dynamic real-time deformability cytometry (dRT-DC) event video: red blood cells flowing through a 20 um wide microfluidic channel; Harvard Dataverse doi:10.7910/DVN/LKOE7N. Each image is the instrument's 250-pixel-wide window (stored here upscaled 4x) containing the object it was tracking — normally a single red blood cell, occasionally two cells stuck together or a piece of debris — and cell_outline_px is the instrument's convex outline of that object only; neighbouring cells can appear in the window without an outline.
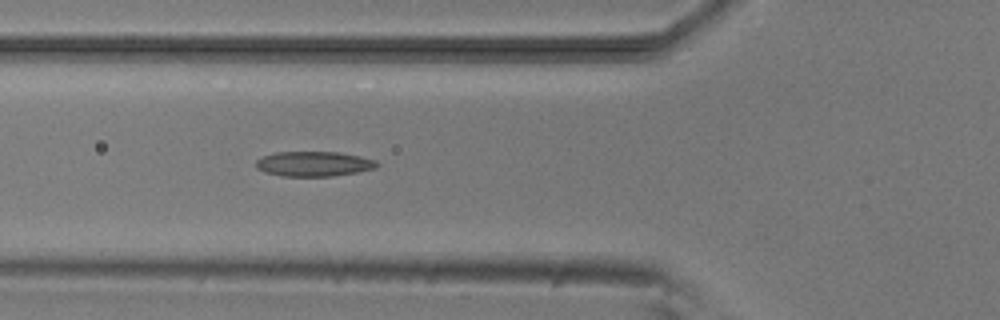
{"species": "common noctule bat (a hibernating species)", "species_latin": "Nyctalus noctula", "temperature_condition": "room temperature", "stored_images_in_passage": 6, "camera_frame_rate_fps": 3000, "um_per_image_px": 0.085, "animal": {"sex": "male", "body_mass_g": 20.5, "forearm_length_mm": 52.5}, "frame": {"image": 1, "passage_image": 6, "time_ms": 5.667, "image_size_px": [1000, 320], "cell_outline_px": [[380, 164], [376, 168], [356, 172], [332, 176], [284, 176], [264, 172], [256, 168], [256, 160], [264, 156], [276, 152], [340, 152], [360, 156], [376, 160]], "centroid_in_image_um": [26.69, 13.92], "position_along_channel_um": 99.1, "area_um2": 17.57}}